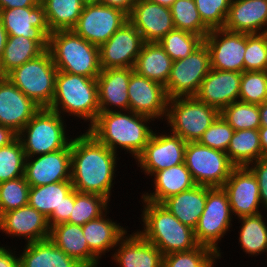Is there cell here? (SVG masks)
<instances>
[{
    "instance_id": "cell-1",
    "label": "cell",
    "mask_w": 267,
    "mask_h": 267,
    "mask_svg": "<svg viewBox=\"0 0 267 267\" xmlns=\"http://www.w3.org/2000/svg\"><path fill=\"white\" fill-rule=\"evenodd\" d=\"M75 134L71 139V182L74 189L80 193L103 196L111 202L114 184L117 183L115 180L120 173L118 164L121 156L86 130Z\"/></svg>"
},
{
    "instance_id": "cell-2",
    "label": "cell",
    "mask_w": 267,
    "mask_h": 267,
    "mask_svg": "<svg viewBox=\"0 0 267 267\" xmlns=\"http://www.w3.org/2000/svg\"><path fill=\"white\" fill-rule=\"evenodd\" d=\"M154 122L153 118L131 110L100 112L86 131L113 152L122 155L125 151L133 161L148 144L157 127Z\"/></svg>"
},
{
    "instance_id": "cell-3",
    "label": "cell",
    "mask_w": 267,
    "mask_h": 267,
    "mask_svg": "<svg viewBox=\"0 0 267 267\" xmlns=\"http://www.w3.org/2000/svg\"><path fill=\"white\" fill-rule=\"evenodd\" d=\"M140 200L141 218L138 220L142 227L136 230L163 255L190 251L199 245L194 230L182 224L164 205Z\"/></svg>"
},
{
    "instance_id": "cell-4",
    "label": "cell",
    "mask_w": 267,
    "mask_h": 267,
    "mask_svg": "<svg viewBox=\"0 0 267 267\" xmlns=\"http://www.w3.org/2000/svg\"><path fill=\"white\" fill-rule=\"evenodd\" d=\"M48 109L65 119L67 117L69 121L71 117L72 120L79 119L81 124L86 123L88 127L84 130H87L100 113L96 79L58 71L54 98Z\"/></svg>"
},
{
    "instance_id": "cell-5",
    "label": "cell",
    "mask_w": 267,
    "mask_h": 267,
    "mask_svg": "<svg viewBox=\"0 0 267 267\" xmlns=\"http://www.w3.org/2000/svg\"><path fill=\"white\" fill-rule=\"evenodd\" d=\"M48 51L58 71L97 79L101 72L99 47L73 30L54 31L48 37Z\"/></svg>"
},
{
    "instance_id": "cell-6",
    "label": "cell",
    "mask_w": 267,
    "mask_h": 267,
    "mask_svg": "<svg viewBox=\"0 0 267 267\" xmlns=\"http://www.w3.org/2000/svg\"><path fill=\"white\" fill-rule=\"evenodd\" d=\"M67 120L55 111L41 108L17 134L26 157L64 149L74 136L67 129H72Z\"/></svg>"
},
{
    "instance_id": "cell-7",
    "label": "cell",
    "mask_w": 267,
    "mask_h": 267,
    "mask_svg": "<svg viewBox=\"0 0 267 267\" xmlns=\"http://www.w3.org/2000/svg\"><path fill=\"white\" fill-rule=\"evenodd\" d=\"M219 115L216 108L199 101L195 96L175 97L168 101L163 125L186 142H198Z\"/></svg>"
},
{
    "instance_id": "cell-8",
    "label": "cell",
    "mask_w": 267,
    "mask_h": 267,
    "mask_svg": "<svg viewBox=\"0 0 267 267\" xmlns=\"http://www.w3.org/2000/svg\"><path fill=\"white\" fill-rule=\"evenodd\" d=\"M57 72L51 54L46 50L6 77L40 108H49L54 98Z\"/></svg>"
},
{
    "instance_id": "cell-9",
    "label": "cell",
    "mask_w": 267,
    "mask_h": 267,
    "mask_svg": "<svg viewBox=\"0 0 267 267\" xmlns=\"http://www.w3.org/2000/svg\"><path fill=\"white\" fill-rule=\"evenodd\" d=\"M234 219L225 190L222 187L206 186L205 208L194 229L196 242L212 248L220 255L221 260L224 254L220 244L225 235L235 231L231 228L234 226Z\"/></svg>"
},
{
    "instance_id": "cell-10",
    "label": "cell",
    "mask_w": 267,
    "mask_h": 267,
    "mask_svg": "<svg viewBox=\"0 0 267 267\" xmlns=\"http://www.w3.org/2000/svg\"><path fill=\"white\" fill-rule=\"evenodd\" d=\"M184 163L196 185L223 187L235 167L226 152L187 142Z\"/></svg>"
},
{
    "instance_id": "cell-11",
    "label": "cell",
    "mask_w": 267,
    "mask_h": 267,
    "mask_svg": "<svg viewBox=\"0 0 267 267\" xmlns=\"http://www.w3.org/2000/svg\"><path fill=\"white\" fill-rule=\"evenodd\" d=\"M164 128L162 131L154 129L148 144L134 161L147 179L155 172L184 163L187 142Z\"/></svg>"
},
{
    "instance_id": "cell-12",
    "label": "cell",
    "mask_w": 267,
    "mask_h": 267,
    "mask_svg": "<svg viewBox=\"0 0 267 267\" xmlns=\"http://www.w3.org/2000/svg\"><path fill=\"white\" fill-rule=\"evenodd\" d=\"M210 69V55L204 42L189 56L173 61L165 85L169 99L195 96Z\"/></svg>"
},
{
    "instance_id": "cell-13",
    "label": "cell",
    "mask_w": 267,
    "mask_h": 267,
    "mask_svg": "<svg viewBox=\"0 0 267 267\" xmlns=\"http://www.w3.org/2000/svg\"><path fill=\"white\" fill-rule=\"evenodd\" d=\"M126 21H128V15L120 9L100 3L87 4L84 5L78 22L72 30L99 47Z\"/></svg>"
},
{
    "instance_id": "cell-14",
    "label": "cell",
    "mask_w": 267,
    "mask_h": 267,
    "mask_svg": "<svg viewBox=\"0 0 267 267\" xmlns=\"http://www.w3.org/2000/svg\"><path fill=\"white\" fill-rule=\"evenodd\" d=\"M203 42L208 48L212 69L244 72L246 33L212 29Z\"/></svg>"
},
{
    "instance_id": "cell-15",
    "label": "cell",
    "mask_w": 267,
    "mask_h": 267,
    "mask_svg": "<svg viewBox=\"0 0 267 267\" xmlns=\"http://www.w3.org/2000/svg\"><path fill=\"white\" fill-rule=\"evenodd\" d=\"M143 43L139 31L126 21L99 46L100 68H134Z\"/></svg>"
},
{
    "instance_id": "cell-16",
    "label": "cell",
    "mask_w": 267,
    "mask_h": 267,
    "mask_svg": "<svg viewBox=\"0 0 267 267\" xmlns=\"http://www.w3.org/2000/svg\"><path fill=\"white\" fill-rule=\"evenodd\" d=\"M0 17L8 36H24L35 41L44 51L48 50V37L52 32L41 3L34 7L1 9Z\"/></svg>"
},
{
    "instance_id": "cell-17",
    "label": "cell",
    "mask_w": 267,
    "mask_h": 267,
    "mask_svg": "<svg viewBox=\"0 0 267 267\" xmlns=\"http://www.w3.org/2000/svg\"><path fill=\"white\" fill-rule=\"evenodd\" d=\"M222 188L235 219L263 212L258 180L248 166L234 167Z\"/></svg>"
},
{
    "instance_id": "cell-18",
    "label": "cell",
    "mask_w": 267,
    "mask_h": 267,
    "mask_svg": "<svg viewBox=\"0 0 267 267\" xmlns=\"http://www.w3.org/2000/svg\"><path fill=\"white\" fill-rule=\"evenodd\" d=\"M128 97L129 110L157 120L155 123L164 122L169 101L164 85L134 71L130 76Z\"/></svg>"
},
{
    "instance_id": "cell-19",
    "label": "cell",
    "mask_w": 267,
    "mask_h": 267,
    "mask_svg": "<svg viewBox=\"0 0 267 267\" xmlns=\"http://www.w3.org/2000/svg\"><path fill=\"white\" fill-rule=\"evenodd\" d=\"M24 177L30 186L71 181V142L59 151L26 157Z\"/></svg>"
},
{
    "instance_id": "cell-20",
    "label": "cell",
    "mask_w": 267,
    "mask_h": 267,
    "mask_svg": "<svg viewBox=\"0 0 267 267\" xmlns=\"http://www.w3.org/2000/svg\"><path fill=\"white\" fill-rule=\"evenodd\" d=\"M0 233L26 244L48 239L50 227L47 217L27 204L0 215Z\"/></svg>"
},
{
    "instance_id": "cell-21",
    "label": "cell",
    "mask_w": 267,
    "mask_h": 267,
    "mask_svg": "<svg viewBox=\"0 0 267 267\" xmlns=\"http://www.w3.org/2000/svg\"><path fill=\"white\" fill-rule=\"evenodd\" d=\"M133 231L131 234L130 232ZM128 231L109 257L114 267H163V254L136 229Z\"/></svg>"
},
{
    "instance_id": "cell-22",
    "label": "cell",
    "mask_w": 267,
    "mask_h": 267,
    "mask_svg": "<svg viewBox=\"0 0 267 267\" xmlns=\"http://www.w3.org/2000/svg\"><path fill=\"white\" fill-rule=\"evenodd\" d=\"M40 109L6 76L0 80V125L18 134Z\"/></svg>"
},
{
    "instance_id": "cell-23",
    "label": "cell",
    "mask_w": 267,
    "mask_h": 267,
    "mask_svg": "<svg viewBox=\"0 0 267 267\" xmlns=\"http://www.w3.org/2000/svg\"><path fill=\"white\" fill-rule=\"evenodd\" d=\"M128 21L139 31L144 42H158L175 28L170 8L147 0H137Z\"/></svg>"
},
{
    "instance_id": "cell-24",
    "label": "cell",
    "mask_w": 267,
    "mask_h": 267,
    "mask_svg": "<svg viewBox=\"0 0 267 267\" xmlns=\"http://www.w3.org/2000/svg\"><path fill=\"white\" fill-rule=\"evenodd\" d=\"M241 77L240 72L211 68L195 97L221 112L226 106L239 101Z\"/></svg>"
},
{
    "instance_id": "cell-25",
    "label": "cell",
    "mask_w": 267,
    "mask_h": 267,
    "mask_svg": "<svg viewBox=\"0 0 267 267\" xmlns=\"http://www.w3.org/2000/svg\"><path fill=\"white\" fill-rule=\"evenodd\" d=\"M133 68L101 69L97 77L100 112L129 110L128 85Z\"/></svg>"
},
{
    "instance_id": "cell-26",
    "label": "cell",
    "mask_w": 267,
    "mask_h": 267,
    "mask_svg": "<svg viewBox=\"0 0 267 267\" xmlns=\"http://www.w3.org/2000/svg\"><path fill=\"white\" fill-rule=\"evenodd\" d=\"M112 210L109 208L99 218L91 220L82 226L83 235L87 241L89 249L101 260L106 259V254L112 255L114 248L120 239L128 232V226H122L109 217ZM108 215V216H107ZM114 220V221H113ZM105 256V257H103Z\"/></svg>"
},
{
    "instance_id": "cell-27",
    "label": "cell",
    "mask_w": 267,
    "mask_h": 267,
    "mask_svg": "<svg viewBox=\"0 0 267 267\" xmlns=\"http://www.w3.org/2000/svg\"><path fill=\"white\" fill-rule=\"evenodd\" d=\"M226 30L248 34L267 32V0H232Z\"/></svg>"
},
{
    "instance_id": "cell-28",
    "label": "cell",
    "mask_w": 267,
    "mask_h": 267,
    "mask_svg": "<svg viewBox=\"0 0 267 267\" xmlns=\"http://www.w3.org/2000/svg\"><path fill=\"white\" fill-rule=\"evenodd\" d=\"M150 178H152L151 189L153 190L140 192V199L154 203H162L168 197L196 185L185 163L155 172Z\"/></svg>"
},
{
    "instance_id": "cell-29",
    "label": "cell",
    "mask_w": 267,
    "mask_h": 267,
    "mask_svg": "<svg viewBox=\"0 0 267 267\" xmlns=\"http://www.w3.org/2000/svg\"><path fill=\"white\" fill-rule=\"evenodd\" d=\"M49 239L59 249L68 256L77 259L85 267H101L102 260L89 249L83 235L82 226L70 223L52 226Z\"/></svg>"
},
{
    "instance_id": "cell-30",
    "label": "cell",
    "mask_w": 267,
    "mask_h": 267,
    "mask_svg": "<svg viewBox=\"0 0 267 267\" xmlns=\"http://www.w3.org/2000/svg\"><path fill=\"white\" fill-rule=\"evenodd\" d=\"M74 189L71 181L30 186L28 204L48 219L49 227L61 224V205Z\"/></svg>"
},
{
    "instance_id": "cell-31",
    "label": "cell",
    "mask_w": 267,
    "mask_h": 267,
    "mask_svg": "<svg viewBox=\"0 0 267 267\" xmlns=\"http://www.w3.org/2000/svg\"><path fill=\"white\" fill-rule=\"evenodd\" d=\"M22 249L18 251L19 267H85L59 249L49 238L24 243Z\"/></svg>"
},
{
    "instance_id": "cell-32",
    "label": "cell",
    "mask_w": 267,
    "mask_h": 267,
    "mask_svg": "<svg viewBox=\"0 0 267 267\" xmlns=\"http://www.w3.org/2000/svg\"><path fill=\"white\" fill-rule=\"evenodd\" d=\"M206 203V186L195 185L193 188L172 195L161 204L164 205L182 224L197 227Z\"/></svg>"
},
{
    "instance_id": "cell-33",
    "label": "cell",
    "mask_w": 267,
    "mask_h": 267,
    "mask_svg": "<svg viewBox=\"0 0 267 267\" xmlns=\"http://www.w3.org/2000/svg\"><path fill=\"white\" fill-rule=\"evenodd\" d=\"M173 60L158 42H144L134 65V71L150 80L166 85Z\"/></svg>"
},
{
    "instance_id": "cell-34",
    "label": "cell",
    "mask_w": 267,
    "mask_h": 267,
    "mask_svg": "<svg viewBox=\"0 0 267 267\" xmlns=\"http://www.w3.org/2000/svg\"><path fill=\"white\" fill-rule=\"evenodd\" d=\"M267 213L243 216L235 219L238 227V246L248 257L267 256ZM248 254V255H247Z\"/></svg>"
},
{
    "instance_id": "cell-35",
    "label": "cell",
    "mask_w": 267,
    "mask_h": 267,
    "mask_svg": "<svg viewBox=\"0 0 267 267\" xmlns=\"http://www.w3.org/2000/svg\"><path fill=\"white\" fill-rule=\"evenodd\" d=\"M226 154L235 167L249 166L264 157L258 130L244 129L235 131Z\"/></svg>"
},
{
    "instance_id": "cell-36",
    "label": "cell",
    "mask_w": 267,
    "mask_h": 267,
    "mask_svg": "<svg viewBox=\"0 0 267 267\" xmlns=\"http://www.w3.org/2000/svg\"><path fill=\"white\" fill-rule=\"evenodd\" d=\"M51 32L72 30L81 15L84 4L80 0H40Z\"/></svg>"
},
{
    "instance_id": "cell-37",
    "label": "cell",
    "mask_w": 267,
    "mask_h": 267,
    "mask_svg": "<svg viewBox=\"0 0 267 267\" xmlns=\"http://www.w3.org/2000/svg\"><path fill=\"white\" fill-rule=\"evenodd\" d=\"M44 50L33 40L24 36H8L0 66L6 76L27 61L37 58Z\"/></svg>"
},
{
    "instance_id": "cell-38",
    "label": "cell",
    "mask_w": 267,
    "mask_h": 267,
    "mask_svg": "<svg viewBox=\"0 0 267 267\" xmlns=\"http://www.w3.org/2000/svg\"><path fill=\"white\" fill-rule=\"evenodd\" d=\"M111 206L103 196L80 193L74 189V206L67 223L83 226L87 222L99 218Z\"/></svg>"
},
{
    "instance_id": "cell-39",
    "label": "cell",
    "mask_w": 267,
    "mask_h": 267,
    "mask_svg": "<svg viewBox=\"0 0 267 267\" xmlns=\"http://www.w3.org/2000/svg\"><path fill=\"white\" fill-rule=\"evenodd\" d=\"M170 11L176 29L199 35L203 39L210 32L201 20L194 0H176Z\"/></svg>"
},
{
    "instance_id": "cell-40",
    "label": "cell",
    "mask_w": 267,
    "mask_h": 267,
    "mask_svg": "<svg viewBox=\"0 0 267 267\" xmlns=\"http://www.w3.org/2000/svg\"><path fill=\"white\" fill-rule=\"evenodd\" d=\"M217 262L220 263V255L205 245L163 256V267H214Z\"/></svg>"
},
{
    "instance_id": "cell-41",
    "label": "cell",
    "mask_w": 267,
    "mask_h": 267,
    "mask_svg": "<svg viewBox=\"0 0 267 267\" xmlns=\"http://www.w3.org/2000/svg\"><path fill=\"white\" fill-rule=\"evenodd\" d=\"M220 115L235 130L256 129L260 125L259 105L236 101L226 106Z\"/></svg>"
},
{
    "instance_id": "cell-42",
    "label": "cell",
    "mask_w": 267,
    "mask_h": 267,
    "mask_svg": "<svg viewBox=\"0 0 267 267\" xmlns=\"http://www.w3.org/2000/svg\"><path fill=\"white\" fill-rule=\"evenodd\" d=\"M199 35L174 28L158 41L173 61L189 56L202 43Z\"/></svg>"
},
{
    "instance_id": "cell-43",
    "label": "cell",
    "mask_w": 267,
    "mask_h": 267,
    "mask_svg": "<svg viewBox=\"0 0 267 267\" xmlns=\"http://www.w3.org/2000/svg\"><path fill=\"white\" fill-rule=\"evenodd\" d=\"M26 155L18 138L0 148V183L24 176Z\"/></svg>"
},
{
    "instance_id": "cell-44",
    "label": "cell",
    "mask_w": 267,
    "mask_h": 267,
    "mask_svg": "<svg viewBox=\"0 0 267 267\" xmlns=\"http://www.w3.org/2000/svg\"><path fill=\"white\" fill-rule=\"evenodd\" d=\"M30 185L24 176L0 183V215L28 204Z\"/></svg>"
},
{
    "instance_id": "cell-45",
    "label": "cell",
    "mask_w": 267,
    "mask_h": 267,
    "mask_svg": "<svg viewBox=\"0 0 267 267\" xmlns=\"http://www.w3.org/2000/svg\"><path fill=\"white\" fill-rule=\"evenodd\" d=\"M239 101L258 105L267 101V71L242 72Z\"/></svg>"
},
{
    "instance_id": "cell-46",
    "label": "cell",
    "mask_w": 267,
    "mask_h": 267,
    "mask_svg": "<svg viewBox=\"0 0 267 267\" xmlns=\"http://www.w3.org/2000/svg\"><path fill=\"white\" fill-rule=\"evenodd\" d=\"M244 71H267L266 33H246Z\"/></svg>"
},
{
    "instance_id": "cell-47",
    "label": "cell",
    "mask_w": 267,
    "mask_h": 267,
    "mask_svg": "<svg viewBox=\"0 0 267 267\" xmlns=\"http://www.w3.org/2000/svg\"><path fill=\"white\" fill-rule=\"evenodd\" d=\"M200 18L210 29L223 28L232 0H194Z\"/></svg>"
},
{
    "instance_id": "cell-48",
    "label": "cell",
    "mask_w": 267,
    "mask_h": 267,
    "mask_svg": "<svg viewBox=\"0 0 267 267\" xmlns=\"http://www.w3.org/2000/svg\"><path fill=\"white\" fill-rule=\"evenodd\" d=\"M235 130L219 115L199 139V143L226 152Z\"/></svg>"
},
{
    "instance_id": "cell-49",
    "label": "cell",
    "mask_w": 267,
    "mask_h": 267,
    "mask_svg": "<svg viewBox=\"0 0 267 267\" xmlns=\"http://www.w3.org/2000/svg\"><path fill=\"white\" fill-rule=\"evenodd\" d=\"M248 167L258 180L261 206L267 212V156L261 157Z\"/></svg>"
},
{
    "instance_id": "cell-50",
    "label": "cell",
    "mask_w": 267,
    "mask_h": 267,
    "mask_svg": "<svg viewBox=\"0 0 267 267\" xmlns=\"http://www.w3.org/2000/svg\"><path fill=\"white\" fill-rule=\"evenodd\" d=\"M1 243L0 241V267H19V254L17 252L19 248L13 243L12 246Z\"/></svg>"
},
{
    "instance_id": "cell-51",
    "label": "cell",
    "mask_w": 267,
    "mask_h": 267,
    "mask_svg": "<svg viewBox=\"0 0 267 267\" xmlns=\"http://www.w3.org/2000/svg\"><path fill=\"white\" fill-rule=\"evenodd\" d=\"M136 2L137 0H100V4L120 9L127 15L130 14Z\"/></svg>"
},
{
    "instance_id": "cell-52",
    "label": "cell",
    "mask_w": 267,
    "mask_h": 267,
    "mask_svg": "<svg viewBox=\"0 0 267 267\" xmlns=\"http://www.w3.org/2000/svg\"><path fill=\"white\" fill-rule=\"evenodd\" d=\"M40 3V0H0L1 9H12L16 7H34Z\"/></svg>"
},
{
    "instance_id": "cell-53",
    "label": "cell",
    "mask_w": 267,
    "mask_h": 267,
    "mask_svg": "<svg viewBox=\"0 0 267 267\" xmlns=\"http://www.w3.org/2000/svg\"><path fill=\"white\" fill-rule=\"evenodd\" d=\"M74 206V189L64 197L61 205V223H67Z\"/></svg>"
},
{
    "instance_id": "cell-54",
    "label": "cell",
    "mask_w": 267,
    "mask_h": 267,
    "mask_svg": "<svg viewBox=\"0 0 267 267\" xmlns=\"http://www.w3.org/2000/svg\"><path fill=\"white\" fill-rule=\"evenodd\" d=\"M17 138V134L10 128L0 125V148L9 145Z\"/></svg>"
},
{
    "instance_id": "cell-55",
    "label": "cell",
    "mask_w": 267,
    "mask_h": 267,
    "mask_svg": "<svg viewBox=\"0 0 267 267\" xmlns=\"http://www.w3.org/2000/svg\"><path fill=\"white\" fill-rule=\"evenodd\" d=\"M7 40H8V33L5 30V27L3 25L2 19L0 17V59L3 56Z\"/></svg>"
},
{
    "instance_id": "cell-56",
    "label": "cell",
    "mask_w": 267,
    "mask_h": 267,
    "mask_svg": "<svg viewBox=\"0 0 267 267\" xmlns=\"http://www.w3.org/2000/svg\"><path fill=\"white\" fill-rule=\"evenodd\" d=\"M258 132H259L262 152H263L264 156H267V127L261 126L258 129Z\"/></svg>"
},
{
    "instance_id": "cell-57",
    "label": "cell",
    "mask_w": 267,
    "mask_h": 267,
    "mask_svg": "<svg viewBox=\"0 0 267 267\" xmlns=\"http://www.w3.org/2000/svg\"><path fill=\"white\" fill-rule=\"evenodd\" d=\"M260 125L267 127V101L259 104Z\"/></svg>"
},
{
    "instance_id": "cell-58",
    "label": "cell",
    "mask_w": 267,
    "mask_h": 267,
    "mask_svg": "<svg viewBox=\"0 0 267 267\" xmlns=\"http://www.w3.org/2000/svg\"><path fill=\"white\" fill-rule=\"evenodd\" d=\"M152 3L160 4L164 7L170 8L171 5L176 1V0H147Z\"/></svg>"
},
{
    "instance_id": "cell-59",
    "label": "cell",
    "mask_w": 267,
    "mask_h": 267,
    "mask_svg": "<svg viewBox=\"0 0 267 267\" xmlns=\"http://www.w3.org/2000/svg\"><path fill=\"white\" fill-rule=\"evenodd\" d=\"M84 5L100 3V0H80Z\"/></svg>"
},
{
    "instance_id": "cell-60",
    "label": "cell",
    "mask_w": 267,
    "mask_h": 267,
    "mask_svg": "<svg viewBox=\"0 0 267 267\" xmlns=\"http://www.w3.org/2000/svg\"><path fill=\"white\" fill-rule=\"evenodd\" d=\"M5 77V75L3 74L2 70H1V66H0V80L3 79Z\"/></svg>"
}]
</instances>
